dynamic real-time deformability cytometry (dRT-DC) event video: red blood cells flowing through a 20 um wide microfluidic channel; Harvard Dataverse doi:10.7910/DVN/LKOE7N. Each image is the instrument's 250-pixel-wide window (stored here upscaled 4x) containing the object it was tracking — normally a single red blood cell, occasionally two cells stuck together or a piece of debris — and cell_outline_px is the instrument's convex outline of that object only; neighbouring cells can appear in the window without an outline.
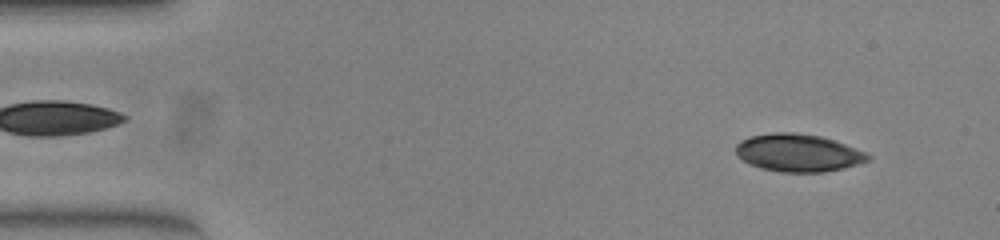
{"species": "common noctule bat (a hibernating species)", "species_latin": "Nyctalus noctula", "temperature_condition": "warm", "stored_images_in_passage": 52, "camera_frame_rate_fps": 3000, "um_per_image_px": 0.085, "animal": {"sex": "female", "body_mass_g": 23.0, "forearm_length_mm": 53.4}, "frame": {"image": 1, "passage_image": 4, "time_ms": 1.0, "image_size_px": [1000, 240], "cell_outline_px": [[872, 160], [840, 168], [820, 172], [780, 172], [760, 168], [748, 164], [736, 152], [736, 144], [740, 140], [752, 136], [776, 132], [792, 132], [820, 136], [844, 144], [864, 152], [872, 156]], "centroid_in_image_um": [67.82, 12.99], "position_along_channel_um": 17.2, "area_um2": 28.61}}
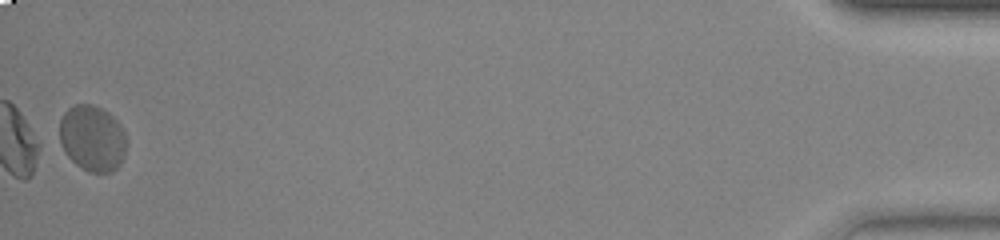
{"frame": {"image": 2, "passage_image": 52, "time_ms": 17.0, "image_size_px": [1000, 240], "cell_outline_px": [[124, 156], [120, 164], [112, 172], [88, 172], [76, 164], [56, 144], [60, 120], [64, 112], [68, 108], [76, 104], [92, 104], [108, 112], [120, 124], [124, 132]], "centroid_in_image_um": [7.77, 11.75], "position_along_channel_um": 427.4, "area_um2": 26.07}, "authors_computed_cell_mechanics": {"area_um2": 25.8655, "velocity_mm_per_s": 3.8172, "shape_relaxation_time_tau1_ms": 7.1897, "shape_relaxation_time_tau2_ms": 2.2935, "deformation_change_tau1": 0.4514, "deformation_change_tau2": 0.0584}}